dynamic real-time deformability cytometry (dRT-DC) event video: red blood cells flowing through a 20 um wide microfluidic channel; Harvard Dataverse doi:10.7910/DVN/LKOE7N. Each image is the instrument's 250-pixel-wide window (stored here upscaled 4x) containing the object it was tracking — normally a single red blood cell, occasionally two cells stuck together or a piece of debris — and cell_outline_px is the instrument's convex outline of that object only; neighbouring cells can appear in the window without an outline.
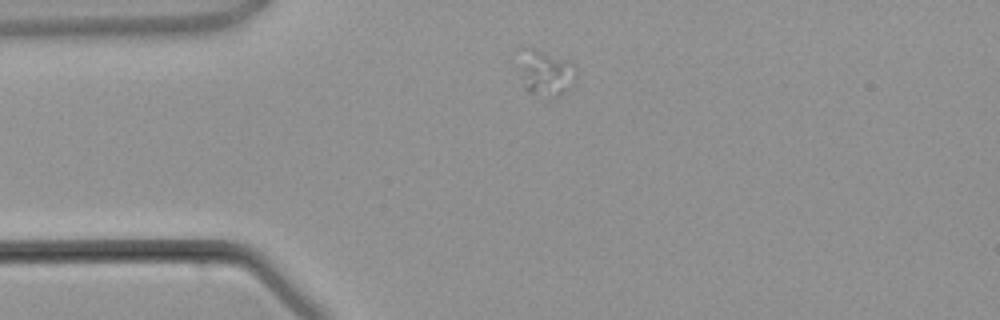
{"species": "common noctule bat (a hibernating species)", "species_latin": "Nyctalus noctula", "temperature_condition": "warm", "stored_images_in_passage": 2, "camera_frame_rate_fps": 3000, "um_per_image_px": 0.085, "animal": {"sex": "male", "body_mass_g": 21.5, "forearm_length_mm": 52.0}, "frame": {"image": 1, "passage_image": 1, "time_ms": 0.0, "image_size_px": [1000, 320], "cell_outline_px": [[576, 84], [556, 100], [528, 92], [524, 88], [520, 48], [536, 48], [568, 60], [576, 68]], "centroid_in_image_um": [46.47, 6.24], "position_along_channel_um": 38.5, "area_um2": 15.55}}